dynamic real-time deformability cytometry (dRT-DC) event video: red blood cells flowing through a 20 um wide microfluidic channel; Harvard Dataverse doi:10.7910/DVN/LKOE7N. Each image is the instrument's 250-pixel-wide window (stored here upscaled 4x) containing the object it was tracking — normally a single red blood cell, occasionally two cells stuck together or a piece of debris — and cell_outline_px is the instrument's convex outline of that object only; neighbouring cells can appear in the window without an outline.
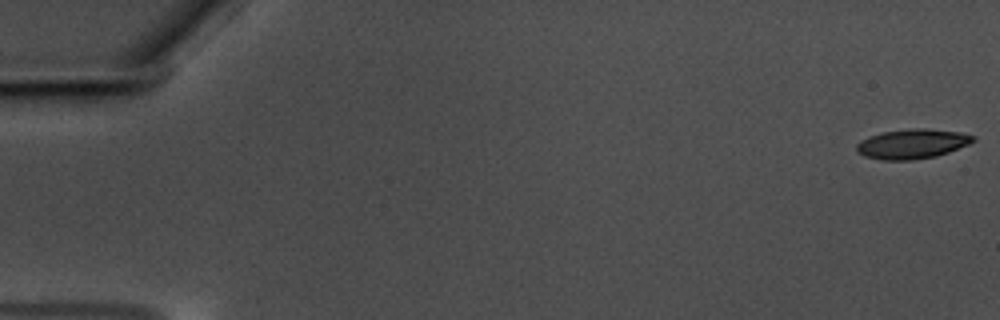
{"species": "common noctule bat (a hibernating species)", "species_latin": "Nyctalus noctula", "temperature_condition": "warm", "stored_images_in_passage": 46, "camera_frame_rate_fps": 3000, "um_per_image_px": 0.085, "animal": {"sex": "male", "body_mass_g": 17.5, "forearm_length_mm": 52.3}, "frame": {"image": 1, "passage_image": 1, "time_ms": 0.0, "image_size_px": [1000, 320], "cell_outline_px": [[976, 140], [968, 144], [948, 152], [936, 156], [912, 160], [884, 160], [864, 156], [856, 152], [856, 144], [860, 140], [868, 136], [884, 132], [912, 128], [928, 128], [960, 132], [976, 136]], "centroid_in_image_um": [77.53, 12.22], "position_along_channel_um": 7.5, "area_um2": 20.23}}
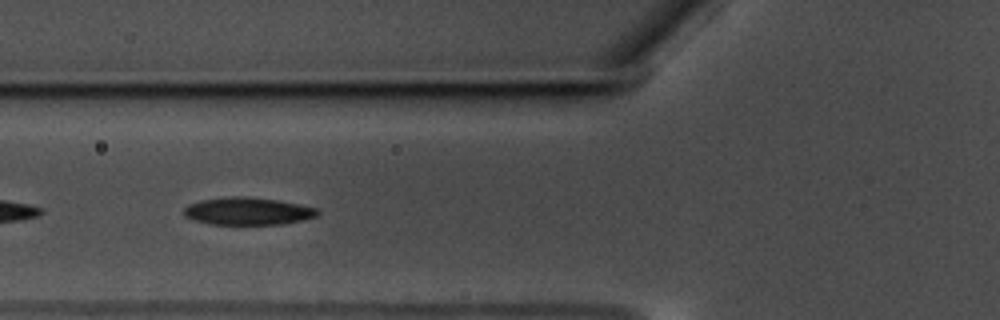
{"frame": {"image": 2, "passage_image": 10, "time_ms": 3.0, "image_size_px": [1000, 320], "cell_outline_px": [[320, 212], [316, 216], [300, 220], [280, 224], [212, 224], [196, 220], [184, 216], [184, 208], [188, 204], [204, 200], [232, 196], [248, 196], [276, 200], [300, 204], [316, 208]], "centroid_in_image_um": [21.06, 17.94], "position_along_channel_um": 104.7, "area_um2": 21.1}}
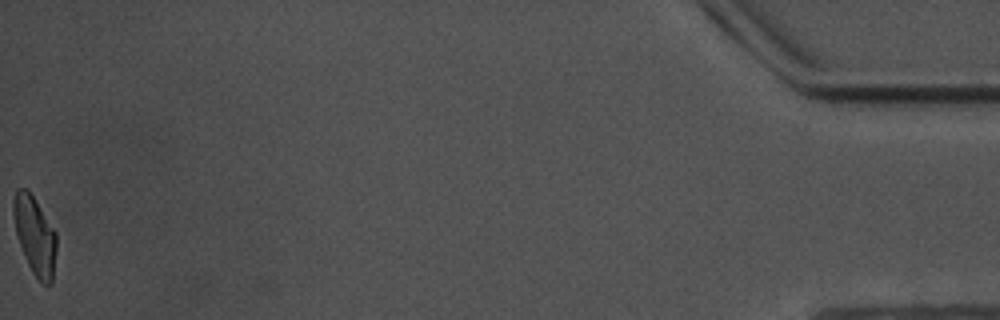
{"frame": {"image": 3, "passage_image": 46, "time_ms": 15.0, "image_size_px": [1000, 320], "cell_outline_px": [[56, 252], [52, 284], [40, 284], [32, 272], [24, 256], [16, 232], [12, 212], [12, 200], [16, 188], [28, 188], [36, 200], [56, 232]], "centroid_in_image_um": [2.95, 20.0], "position_along_channel_um": 432.2, "area_um2": 19.88}, "authors_computed_cell_mechanics": {"area_um2": 20.7791, "velocity_mm_per_s": 3.5419, "shape_relaxation_time_tau1_ms": 2.7834, "shape_relaxation_time_tau2_ms": 2.4544, "deformation_change_tau1": 0.1389, "deformation_change_tau2": 0.0952}}